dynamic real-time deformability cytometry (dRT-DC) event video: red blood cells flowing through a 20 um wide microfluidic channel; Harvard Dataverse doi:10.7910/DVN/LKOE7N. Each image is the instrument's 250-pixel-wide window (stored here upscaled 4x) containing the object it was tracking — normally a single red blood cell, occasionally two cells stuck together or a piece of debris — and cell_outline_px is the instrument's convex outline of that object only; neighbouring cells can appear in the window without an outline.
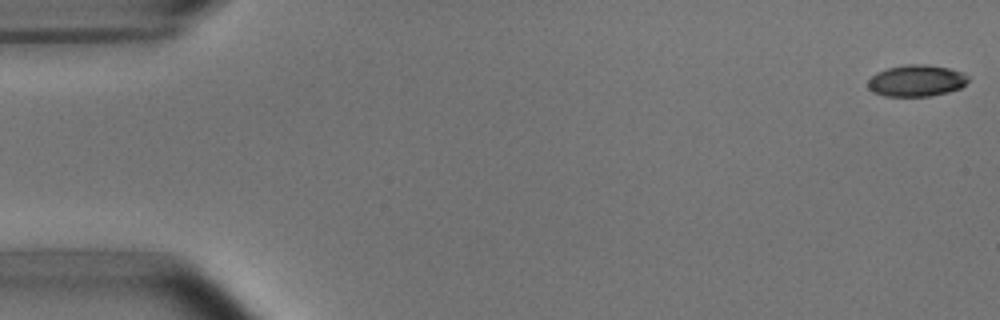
{"species": "common noctule bat (a hibernating species)", "species_latin": "Nyctalus noctula", "temperature_condition": "room temperature", "stored_images_in_passage": 53, "camera_frame_rate_fps": 3000, "um_per_image_px": 0.085, "animal": {"sex": "male", "body_mass_g": 15.6}, "frame": {"image": 1, "passage_image": 1, "time_ms": 0.0, "image_size_px": [1000, 320], "cell_outline_px": [[968, 80], [960, 88], [948, 92], [928, 96], [884, 96], [872, 92], [868, 88], [868, 80], [876, 72], [888, 68], [908, 64], [924, 64], [948, 68], [964, 72], [968, 76]], "centroid_in_image_um": [77.88, 6.86], "position_along_channel_um": 7.1, "area_um2": 18.44}}
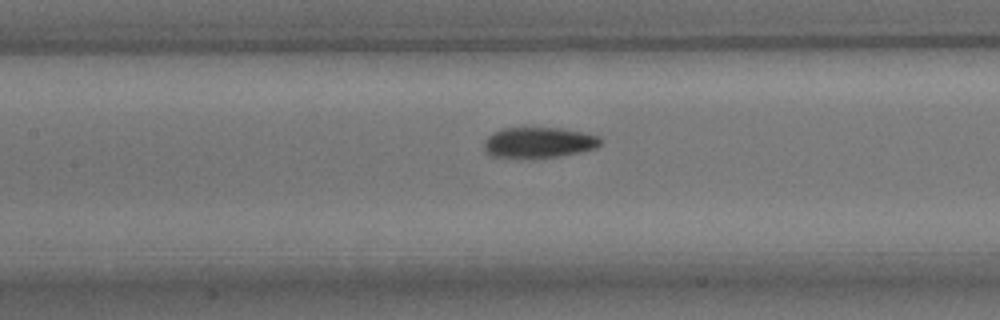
{"frame": {"image": 2, "passage_image": 24, "time_ms": 7.667, "image_size_px": [1000, 320], "cell_outline_px": [[604, 140], [596, 148], [580, 152], [560, 156], [492, 156], [484, 148], [484, 144], [488, 136], [492, 132], [504, 128], [560, 128], [600, 136]], "centroid_in_image_um": [45.85, 12.08], "position_along_channel_um": 161.6, "area_um2": 20.23}}
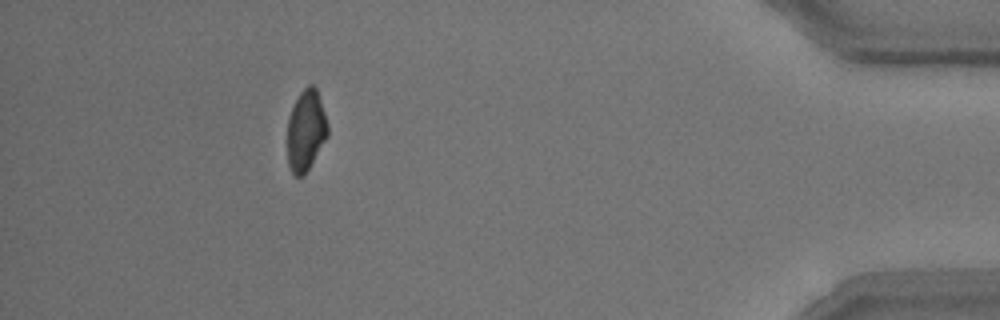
{"frame": {"image": 3, "passage_image": 48, "time_ms": 15.667, "image_size_px": [1000, 320], "cell_outline_px": [[328, 136], [308, 168], [300, 176], [296, 176], [292, 172], [288, 164], [288, 116], [300, 92], [308, 84], [312, 84], [316, 88], [328, 124]], "centroid_in_image_um": [26.0, 11.05], "position_along_channel_um": 409.2, "area_um2": 18.67}, "authors_computed_cell_mechanics": {"area_um2": 20.0566, "velocity_mm_per_s": 3.7981, "shape_relaxation_time_tau1_ms": 4.9333, "shape_relaxation_time_tau2_ms": 3.7264, "deformation_change_tau1": 0.172, "deformation_change_tau2": 0.092}}